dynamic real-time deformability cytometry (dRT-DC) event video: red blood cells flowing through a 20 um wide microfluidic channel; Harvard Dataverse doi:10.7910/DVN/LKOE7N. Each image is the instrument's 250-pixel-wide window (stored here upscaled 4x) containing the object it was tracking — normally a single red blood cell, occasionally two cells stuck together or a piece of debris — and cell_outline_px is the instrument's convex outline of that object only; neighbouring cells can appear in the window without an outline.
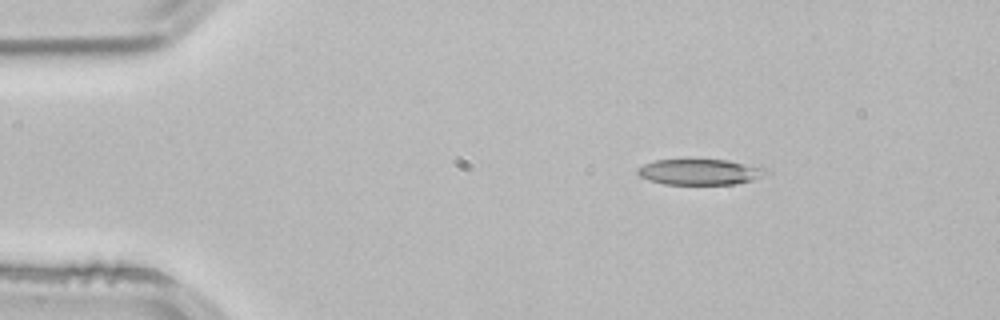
{"species": "common noctule bat (a hibernating species)", "species_latin": "Nyctalus noctula", "temperature_condition": "room temperature", "stored_images_in_passage": 3, "camera_frame_rate_fps": 3000, "um_per_image_px": 0.085, "animal": {"sex": "male", "body_mass_g": 21.5, "forearm_length_mm": 52.0}, "frame": {"image": 1, "passage_image": 2, "time_ms": 0.333, "image_size_px": [1000, 320], "cell_outline_px": [[764, 172], [752, 180], [732, 184], [664, 184], [648, 180], [640, 176], [636, 172], [636, 168], [644, 164], [656, 160], [728, 160], [764, 168]], "centroid_in_image_um": [59.37, 14.61], "position_along_channel_um": 25.6, "area_um2": 18.79}}